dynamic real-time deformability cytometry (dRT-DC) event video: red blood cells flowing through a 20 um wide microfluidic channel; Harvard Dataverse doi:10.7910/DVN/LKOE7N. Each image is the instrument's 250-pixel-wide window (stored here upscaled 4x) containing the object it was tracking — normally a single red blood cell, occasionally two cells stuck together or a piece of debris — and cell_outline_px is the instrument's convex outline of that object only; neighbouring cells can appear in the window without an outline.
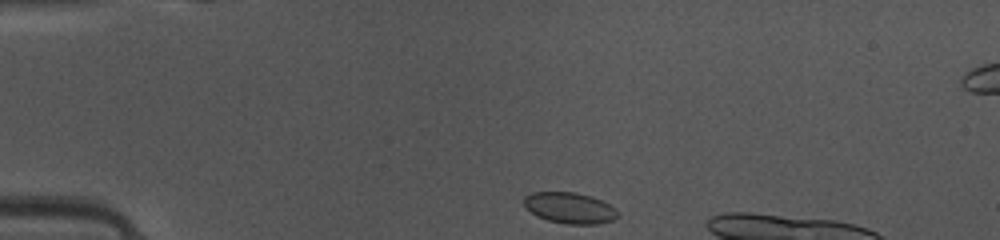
{"species": "common noctule bat (a hibernating species)", "species_latin": "Nyctalus noctula", "temperature_condition": "warm", "stored_images_in_passage": 9, "camera_frame_rate_fps": 3000, "um_per_image_px": 0.085, "animal": {"sex": "female", "body_mass_g": 10.0, "forearm_length_mm": 53.1}, "frame": {"image": 1, "passage_image": 1, "time_ms": 0.0, "image_size_px": [1000, 240], "cell_outline_px": [[616, 216], [612, 220], [596, 224], [568, 224], [548, 220], [536, 216], [524, 204], [524, 196], [532, 192], [576, 192], [592, 196], [616, 208]], "centroid_in_image_um": [48.4, 17.66], "position_along_channel_um": 36.6, "area_um2": 16.76}}
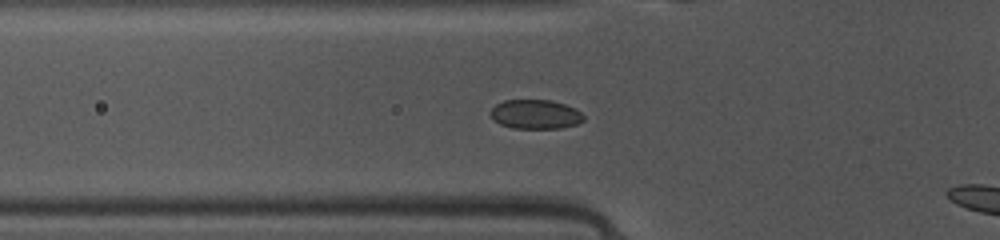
{"frame": {"image": 2, "passage_image": 7, "time_ms": 2.0, "image_size_px": [1000, 240], "cell_outline_px": [[584, 120], [576, 124], [560, 128], [512, 128], [500, 124], [488, 112], [496, 104], [504, 100], [552, 100], [564, 104], [580, 112], [584, 116]], "centroid_in_image_um": [45.49, 9.71], "position_along_channel_um": 80.3, "area_um2": 15.72}}